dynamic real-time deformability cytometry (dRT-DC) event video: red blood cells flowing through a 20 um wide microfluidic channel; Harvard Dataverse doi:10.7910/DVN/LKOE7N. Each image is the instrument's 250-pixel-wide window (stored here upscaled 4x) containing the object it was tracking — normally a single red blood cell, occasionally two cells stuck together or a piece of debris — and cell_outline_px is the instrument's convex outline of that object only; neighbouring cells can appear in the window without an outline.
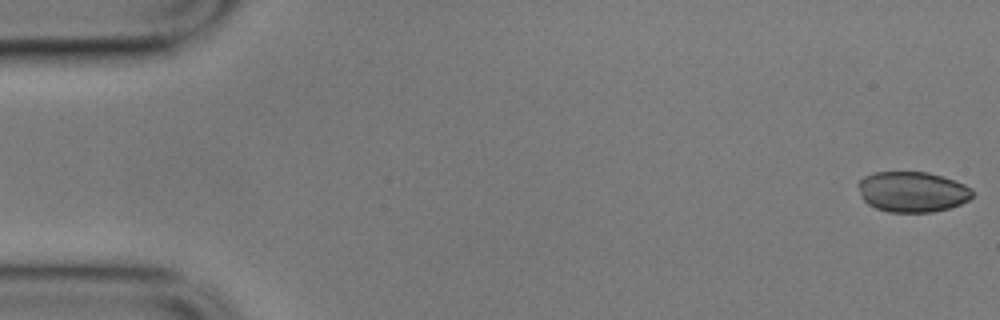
{"species": "common noctule bat (a hibernating species)", "species_latin": "Nyctalus noctula", "temperature_condition": "cold", "stored_images_in_passage": 56, "camera_frame_rate_fps": 3000, "um_per_image_px": 0.085, "animal": {"sex": "male", "body_mass_g": 17.9}, "frame": {"image": 1, "passage_image": 1, "time_ms": 0.0, "image_size_px": [1000, 320], "cell_outline_px": [[976, 192], [968, 200], [960, 204], [948, 208], [932, 212], [888, 212], [876, 208], [868, 204], [860, 196], [856, 184], [864, 176], [872, 172], [928, 172], [964, 184], [972, 188]], "centroid_in_image_um": [77.52, 16.3], "position_along_channel_um": 7.5, "area_um2": 27.11}}
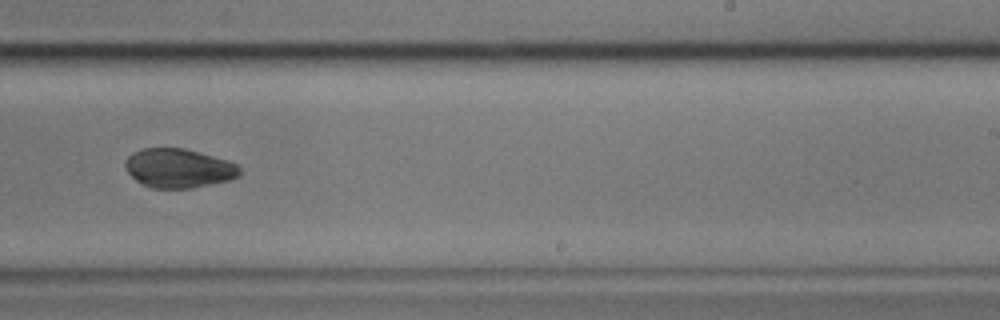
{"frame": {"image": 2, "passage_image": 35, "time_ms": 11.333, "image_size_px": [1000, 320], "cell_outline_px": [[240, 176], [228, 180], [192, 188], [152, 188], [136, 180], [124, 168], [124, 160], [132, 152], [144, 148], [184, 148], [228, 160], [236, 164], [240, 168]], "centroid_in_image_um": [15.16, 14.29], "position_along_channel_um": 273.8, "area_um2": 26.07}}
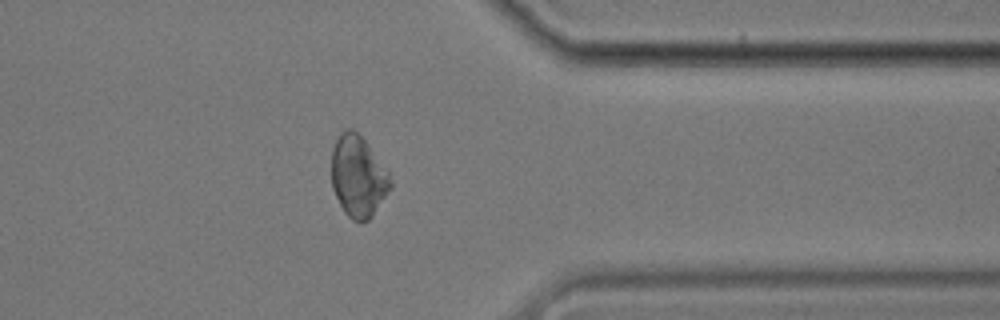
{"frame": {"image": 3, "passage_image": 45, "time_ms": 14.667, "image_size_px": [1000, 320], "cell_outline_px": [[392, 188], [372, 216], [368, 220], [360, 224], [352, 220], [344, 212], [332, 188], [332, 148], [340, 132], [348, 128], [352, 128], [364, 140], [388, 172], [392, 180]], "centroid_in_image_um": [30.44, 15.03], "position_along_channel_um": 381.0, "area_um2": 27.92}, "authors_computed_cell_mechanics": {"area_um2": 27.8307, "velocity_mm_per_s": 3.5097, "shape_relaxation_time_tau1_ms": 9.077, "shape_relaxation_time_tau2_ms": null, "deformation_change_tau1": 0.1393, "deformation_change_tau2": null}}